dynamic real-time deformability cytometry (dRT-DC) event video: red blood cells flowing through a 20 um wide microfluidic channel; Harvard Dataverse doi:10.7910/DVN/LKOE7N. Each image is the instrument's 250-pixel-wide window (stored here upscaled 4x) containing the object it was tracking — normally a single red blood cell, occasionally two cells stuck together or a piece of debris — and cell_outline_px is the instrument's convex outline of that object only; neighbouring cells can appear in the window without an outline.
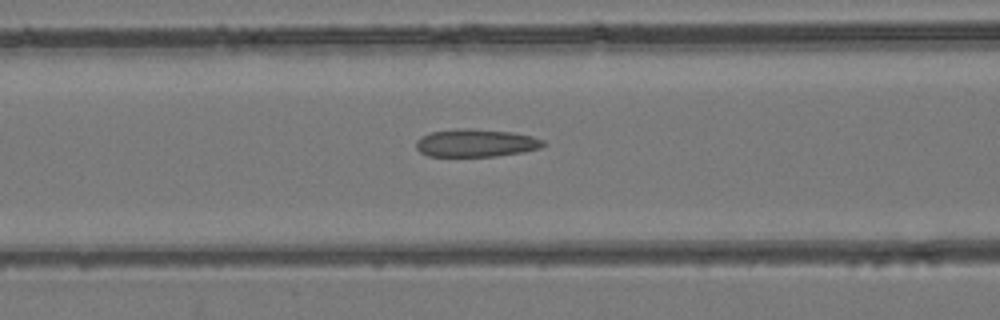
{"species": "common noctule bat (a hibernating species)", "species_latin": "Nyctalus noctula", "temperature_condition": "room temperature", "stored_images_in_passage": 25, "camera_frame_rate_fps": 3000, "um_per_image_px": 0.085, "animal": {"sex": "female", "body_mass_g": 24.6, "forearm_length_mm": 56.2}, "frame": {"image": 1, "passage_image": 21, "time_ms": 6.667, "image_size_px": [1000, 320], "cell_outline_px": [[548, 144], [540, 148], [524, 152], [496, 156], [428, 156], [420, 152], [416, 148], [416, 140], [420, 136], [432, 132], [456, 128], [468, 128], [512, 132], [532, 136], [544, 140]], "centroid_in_image_um": [40.46, 12.15], "position_along_channel_um": 126.1, "area_um2": 20.81}}
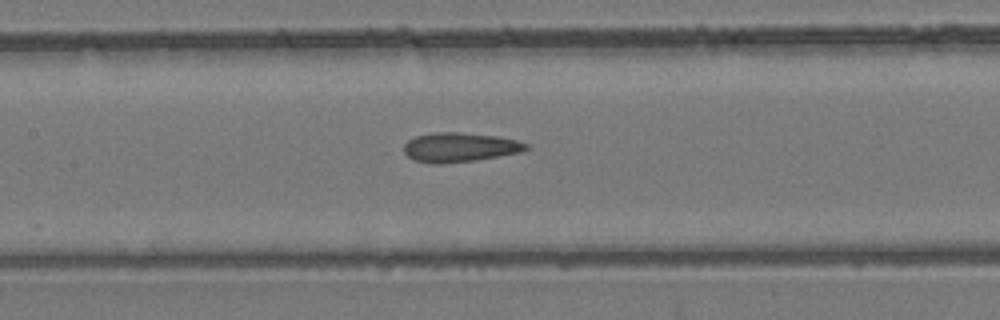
{"frame": {"image": 2, "passage_image": 24, "time_ms": 7.667, "image_size_px": [1000, 320], "cell_outline_px": [[528, 148], [520, 152], [476, 160], [440, 164], [436, 164], [412, 160], [404, 152], [404, 144], [408, 140], [416, 136], [432, 132], [460, 132], [496, 136], [516, 140], [528, 144]], "centroid_in_image_um": [39.04, 12.52], "position_along_channel_um": 168.4, "area_um2": 20.87}}